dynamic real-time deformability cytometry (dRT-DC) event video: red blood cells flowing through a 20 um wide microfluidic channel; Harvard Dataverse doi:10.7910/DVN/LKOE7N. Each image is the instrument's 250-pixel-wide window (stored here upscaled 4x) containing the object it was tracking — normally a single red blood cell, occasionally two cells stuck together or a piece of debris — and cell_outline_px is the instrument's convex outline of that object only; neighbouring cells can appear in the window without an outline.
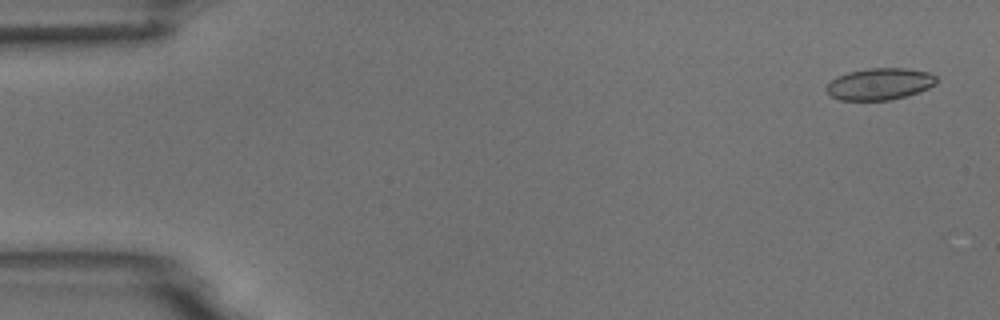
{"species": "common noctule bat (a hibernating species)", "species_latin": "Nyctalus noctula", "temperature_condition": "room temperature", "stored_images_in_passage": 4, "camera_frame_rate_fps": 3000, "um_per_image_px": 0.085, "animal": {"sex": "male", "body_mass_g": 18.8}, "frame": {"image": 1, "passage_image": 1, "time_ms": 0.0, "image_size_px": [1000, 320], "cell_outline_px": [[936, 84], [928, 88], [892, 100], [840, 100], [828, 96], [824, 88], [836, 76], [848, 72], [868, 68], [904, 68], [928, 72], [936, 76]], "centroid_in_image_um": [74.71, 7.14], "position_along_channel_um": 10.3, "area_um2": 20.4}}
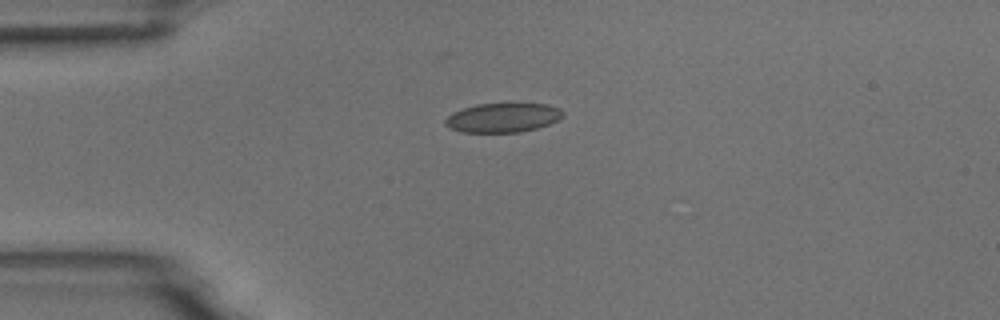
{"frame": {"image": 2, "passage_image": 4, "time_ms": 3.667, "image_size_px": [1000, 320], "cell_outline_px": [[564, 116], [560, 120], [536, 128], [520, 132], [460, 132], [444, 124], [444, 120], [452, 112], [476, 104], [548, 104], [560, 108], [564, 112]], "centroid_in_image_um": [42.77, 10.0], "position_along_channel_um": 42.2, "area_um2": 20.06}}